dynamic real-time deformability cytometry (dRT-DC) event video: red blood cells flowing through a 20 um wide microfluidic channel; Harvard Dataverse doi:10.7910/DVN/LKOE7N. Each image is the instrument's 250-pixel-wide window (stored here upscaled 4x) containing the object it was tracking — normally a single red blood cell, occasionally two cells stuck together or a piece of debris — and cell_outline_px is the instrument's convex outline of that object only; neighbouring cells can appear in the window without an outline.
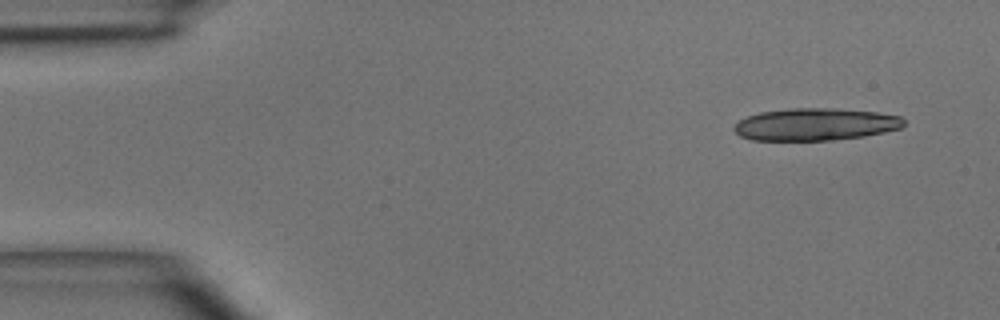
{"species": "common noctule bat (a hibernating species)", "species_latin": "Nyctalus noctula", "temperature_condition": "room temperature", "stored_images_in_passage": 4, "camera_frame_rate_fps": 3000, "um_per_image_px": 0.085, "animal": {"sex": "male", "body_mass_g": 15.6}, "frame": {"image": 1, "passage_image": 1, "time_ms": 0.0, "image_size_px": [1000, 320], "cell_outline_px": [[904, 124], [900, 128], [884, 132], [864, 136], [832, 140], [752, 140], [740, 136], [732, 128], [740, 120], [748, 116], [760, 112], [788, 108], [832, 108], [876, 112], [900, 116], [904, 120]], "centroid_in_image_um": [69.29, 10.57], "position_along_channel_um": 15.7, "area_um2": 31.85}}